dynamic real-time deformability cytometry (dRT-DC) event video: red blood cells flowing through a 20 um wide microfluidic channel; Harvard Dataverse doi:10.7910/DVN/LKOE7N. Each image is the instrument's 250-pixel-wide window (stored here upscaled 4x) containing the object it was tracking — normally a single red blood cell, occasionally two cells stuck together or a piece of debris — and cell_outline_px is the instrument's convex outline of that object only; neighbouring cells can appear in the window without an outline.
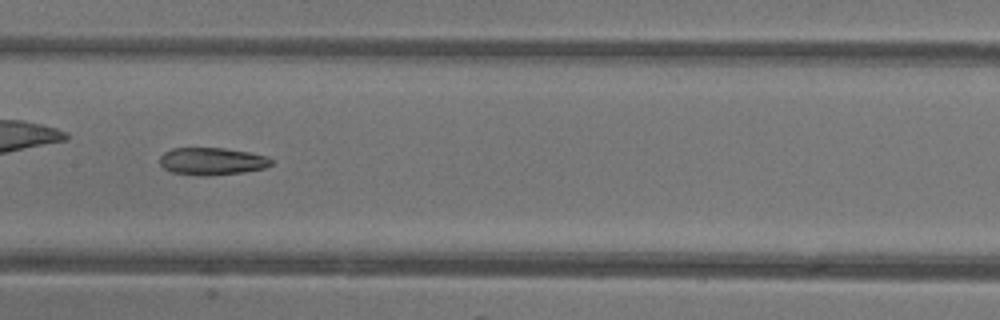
{"species": "common noctule bat (a hibernating species)", "species_latin": "Nyctalus noctula", "temperature_condition": "warm", "stored_images_in_passage": 31, "camera_frame_rate_fps": 3000, "um_per_image_px": 0.085, "animal": {"sex": "female"}, "frame": {"image": 1, "passage_image": 10, "time_ms": 3.0, "image_size_px": [1000, 320], "cell_outline_px": [[272, 164], [264, 168], [244, 172], [208, 176], [204, 176], [172, 172], [164, 168], [160, 164], [160, 156], [164, 152], [172, 148], [224, 148], [248, 152], [268, 156], [272, 160]], "centroid_in_image_um": [18.02, 13.7], "position_along_channel_um": 189.4, "area_um2": 17.8}, "authors_computed_cell_mechanics": {"area_um2": 18.6116, "velocity_mm_per_s": 4.358, "shape_relaxation_time_tau1_ms": null, "shape_relaxation_time_tau2_ms": 4.1604, "deformation_change_tau1": null, "deformation_change_tau2": 0.1415}}